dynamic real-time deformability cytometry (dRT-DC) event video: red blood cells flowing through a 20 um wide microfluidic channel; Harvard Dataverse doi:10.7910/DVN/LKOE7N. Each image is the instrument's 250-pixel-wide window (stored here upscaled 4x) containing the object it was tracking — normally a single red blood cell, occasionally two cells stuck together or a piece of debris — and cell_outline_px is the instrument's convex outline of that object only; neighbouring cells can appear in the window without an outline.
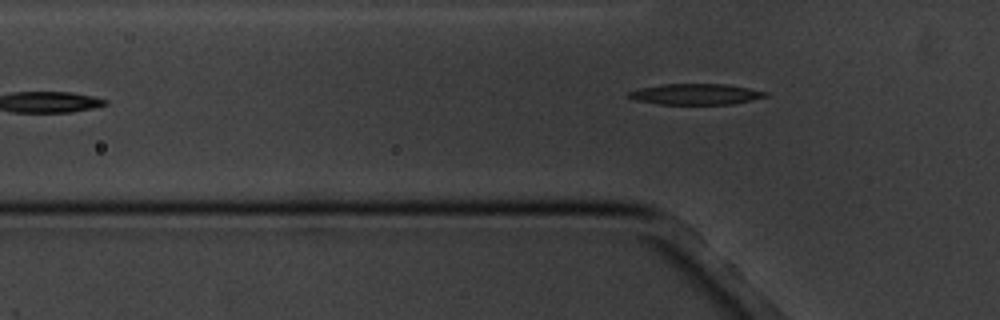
{"species": "common noctule bat (a hibernating species)", "species_latin": "Nyctalus noctula", "temperature_condition": "cold", "stored_images_in_passage": 5, "camera_frame_rate_fps": 3000, "um_per_image_px": 0.085, "animal": {"sex": "male", "body_mass_g": 20.1, "forearm_length_mm": 53.5}, "frame": {"image": 1, "passage_image": 5, "time_ms": 4.667, "image_size_px": [1000, 320], "cell_outline_px": [[768, 96], [752, 100], [732, 104], [660, 104], [636, 100], [628, 96], [628, 92], [640, 88], [660, 84], [724, 84], [748, 88], [768, 92]], "centroid_in_image_um": [59.15, 8.0], "position_along_channel_um": 66.6, "area_um2": 16.53}}